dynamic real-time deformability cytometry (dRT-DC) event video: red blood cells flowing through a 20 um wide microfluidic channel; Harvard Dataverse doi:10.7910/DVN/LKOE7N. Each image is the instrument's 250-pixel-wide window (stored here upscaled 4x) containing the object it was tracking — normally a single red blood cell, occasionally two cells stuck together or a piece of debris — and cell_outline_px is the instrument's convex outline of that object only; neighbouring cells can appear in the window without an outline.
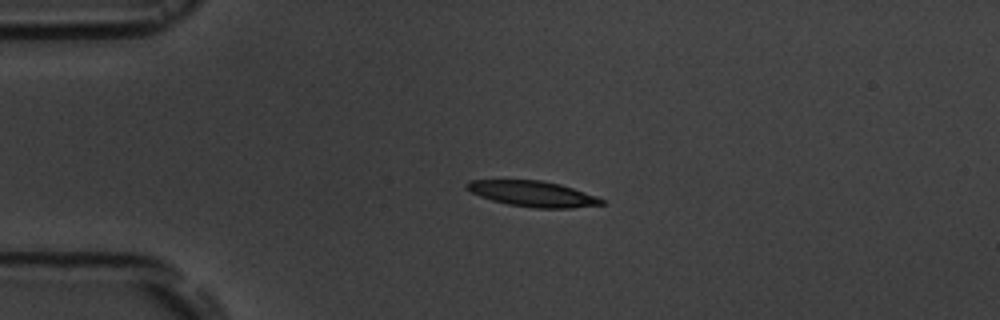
{"species": "common noctule bat (a hibernating species)", "species_latin": "Nyctalus noctula", "temperature_condition": "room temperature", "stored_images_in_passage": 5, "camera_frame_rate_fps": 3000, "um_per_image_px": 0.085, "animal": {"sex": "male", "body_mass_g": 19.5, "forearm_length_mm": 54.6}, "frame": {"image": 1, "passage_image": 3, "time_ms": 2.0, "image_size_px": [1000, 320], "cell_outline_px": [[604, 204], [572, 208], [536, 208], [508, 204], [492, 200], [480, 196], [464, 188], [464, 184], [468, 180], [540, 180], [560, 184], [596, 196], [604, 200]], "centroid_in_image_um": [45.25, 16.47], "position_along_channel_um": 39.7, "area_um2": 20.06}}
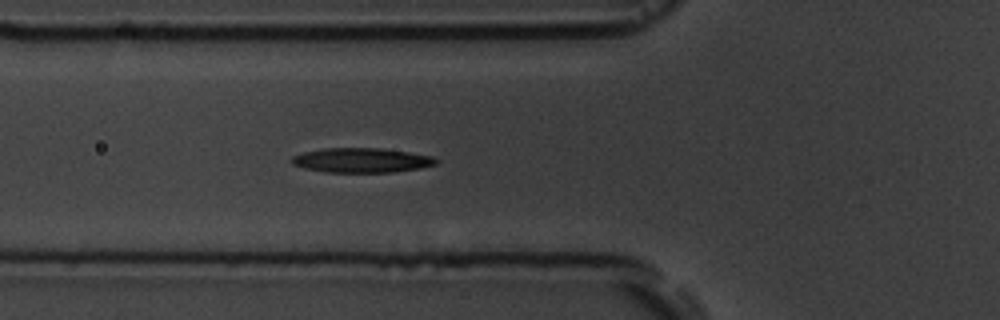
{"frame": {"image": 2, "passage_image": 5, "time_ms": 4.333, "image_size_px": [1000, 320], "cell_outline_px": [[440, 160], [436, 164], [420, 168], [392, 172], [324, 172], [304, 168], [292, 164], [292, 156], [304, 152], [324, 148], [380, 148], [408, 152], [432, 156]], "centroid_in_image_um": [30.74, 13.62], "position_along_channel_um": 95.1, "area_um2": 20.63}}